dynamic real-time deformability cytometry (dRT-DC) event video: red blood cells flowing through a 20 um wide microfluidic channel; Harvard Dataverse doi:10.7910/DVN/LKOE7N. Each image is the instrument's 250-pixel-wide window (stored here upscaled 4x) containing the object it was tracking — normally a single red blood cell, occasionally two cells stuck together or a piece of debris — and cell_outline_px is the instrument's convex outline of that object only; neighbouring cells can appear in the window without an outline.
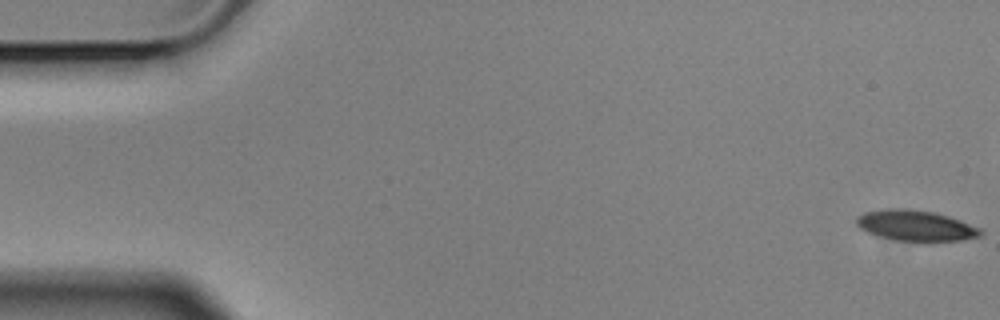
{"species": "Egyptian fruit bat (a non-hibernating species)", "species_latin": "Rousettus aegyptiacus", "temperature_condition": "cold", "stored_images_in_passage": 16, "camera_frame_rate_fps": 3000, "um_per_image_px": 0.085, "animal": {"sex": "male"}, "frame": {"image": 1, "passage_image": 1, "time_ms": 0.0, "image_size_px": [1000, 320], "cell_outline_px": [[984, 232], [980, 236], [960, 240], [896, 240], [880, 236], [868, 232], [860, 228], [856, 224], [856, 220], [864, 212], [884, 208], [908, 208], [932, 212], [948, 216], [960, 220], [980, 228]], "centroid_in_image_um": [77.82, 19.15], "position_along_channel_um": 7.2, "area_um2": 21.79}}
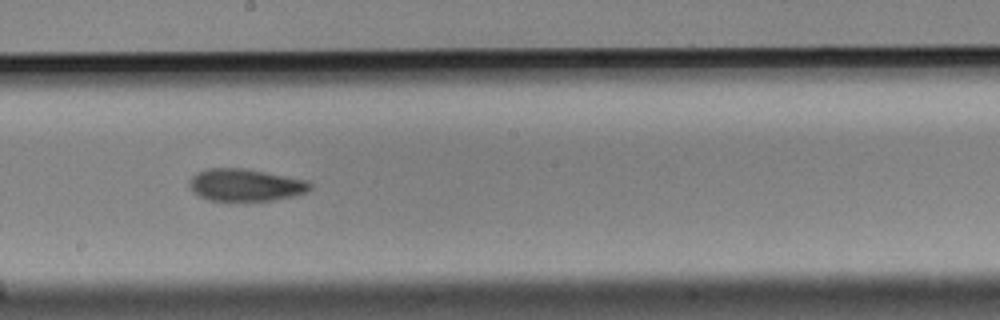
{"frame": {"image": 2, "passage_image": 9, "time_ms": 2.667, "image_size_px": [1000, 320], "cell_outline_px": [[312, 188], [308, 192], [296, 196], [272, 200], [208, 200], [192, 192], [188, 184], [188, 180], [196, 172], [208, 168], [244, 168], [308, 180], [312, 184]], "centroid_in_image_um": [20.87, 15.72], "position_along_channel_um": 227.3, "area_um2": 22.89}}
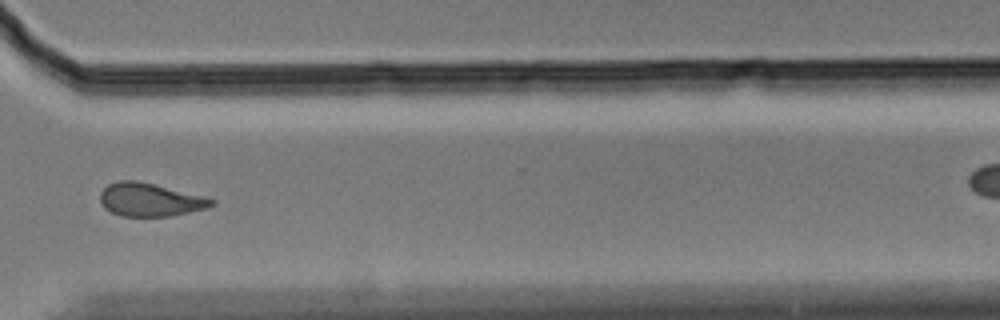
{"frame": {"image": 3, "passage_image": 12, "time_ms": 3.667, "image_size_px": [1000, 320], "cell_outline_px": [[216, 204], [204, 208], [188, 212], [168, 216], [120, 216], [104, 208], [100, 204], [100, 192], [108, 184], [116, 180], [136, 180], [204, 196], [216, 200]], "centroid_in_image_um": [12.71, 16.97], "position_along_channel_um": 357.9, "area_um2": 21.5}}